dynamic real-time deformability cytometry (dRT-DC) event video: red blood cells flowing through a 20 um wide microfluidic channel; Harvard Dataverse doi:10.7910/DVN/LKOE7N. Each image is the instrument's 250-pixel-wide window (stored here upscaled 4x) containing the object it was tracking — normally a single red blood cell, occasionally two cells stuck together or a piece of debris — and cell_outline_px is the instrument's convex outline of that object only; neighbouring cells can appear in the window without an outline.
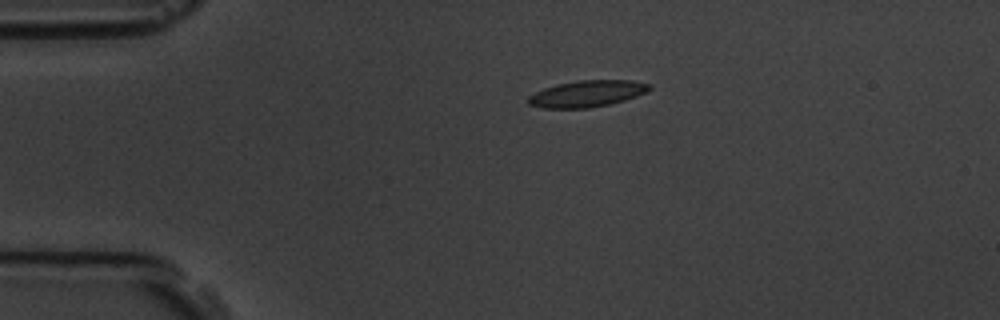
{"species": "common noctule bat (a hibernating species)", "species_latin": "Nyctalus noctula", "temperature_condition": "room temperature", "stored_images_in_passage": 2, "camera_frame_rate_fps": 3000, "um_per_image_px": 0.085, "animal": {"sex": "male", "body_mass_g": 19.5, "forearm_length_mm": 54.6}, "frame": {"image": 1, "passage_image": 1, "time_ms": 0.0, "image_size_px": [1000, 320], "cell_outline_px": [[652, 88], [648, 92], [624, 100], [608, 104], [588, 108], [544, 108], [528, 104], [528, 96], [544, 88], [556, 84], [576, 80], [632, 80], [652, 84]], "centroid_in_image_um": [49.93, 7.95], "position_along_channel_um": 35.1, "area_um2": 18.79}}